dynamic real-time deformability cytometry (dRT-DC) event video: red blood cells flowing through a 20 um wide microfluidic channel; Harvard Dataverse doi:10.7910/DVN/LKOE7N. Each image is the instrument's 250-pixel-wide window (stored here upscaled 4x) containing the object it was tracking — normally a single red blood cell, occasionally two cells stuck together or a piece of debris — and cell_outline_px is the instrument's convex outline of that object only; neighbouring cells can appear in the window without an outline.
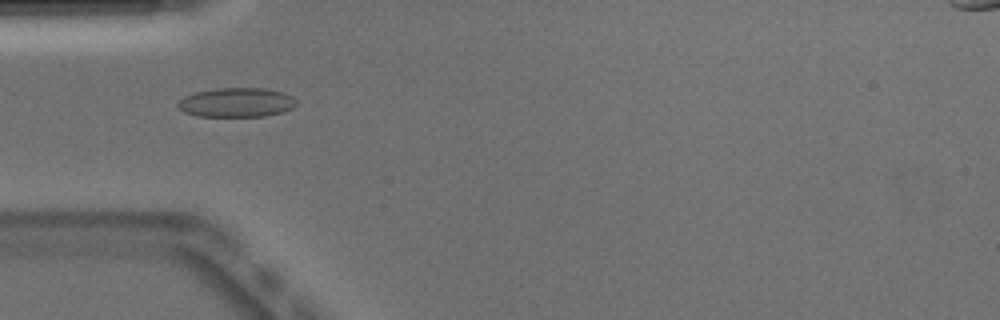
{"species": "Egyptian fruit bat (a non-hibernating species)", "species_latin": "Rousettus aegyptiacus", "temperature_condition": "warm", "stored_images_in_passage": 50, "camera_frame_rate_fps": 3000, "um_per_image_px": 0.085, "animal": {"sex": "male"}, "frame": {"image": 1, "passage_image": 15, "time_ms": 4.667, "image_size_px": [1000, 320], "cell_outline_px": [[296, 104], [292, 108], [284, 112], [264, 116], [196, 116], [184, 112], [176, 104], [184, 96], [192, 92], [216, 88], [264, 88], [280, 92], [292, 96], [296, 100]], "centroid_in_image_um": [20.08, 8.7], "position_along_channel_um": 64.9, "area_um2": 20.29}}
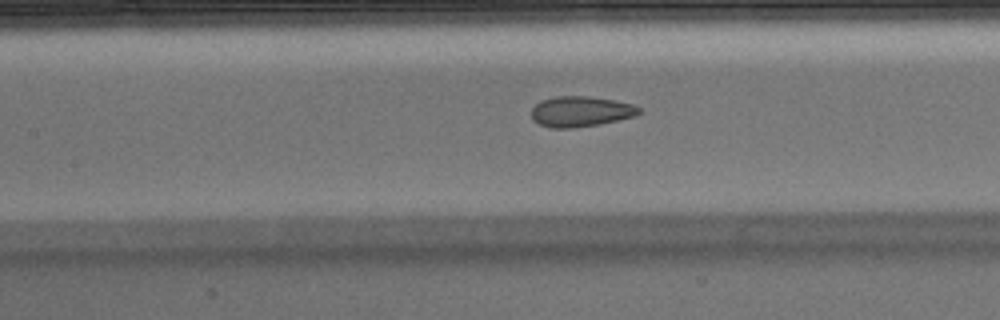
{"frame": {"image": 2, "passage_image": 22, "time_ms": 7.0, "image_size_px": [1000, 320], "cell_outline_px": [[644, 112], [636, 116], [600, 124], [572, 128], [548, 128], [532, 120], [532, 108], [540, 100], [556, 96], [588, 96], [616, 100], [632, 104], [640, 108]], "centroid_in_image_um": [49.38, 9.48], "position_along_channel_um": 158.0, "area_um2": 19.36}, "authors_computed_cell_mechanics": {"area_um2": 20.2011, "velocity_mm_per_s": 3.9381, "shape_relaxation_time_tau1_ms": null, "shape_relaxation_time_tau2_ms": 1.3066, "deformation_change_tau1": null, "deformation_change_tau2": 0.0637}}